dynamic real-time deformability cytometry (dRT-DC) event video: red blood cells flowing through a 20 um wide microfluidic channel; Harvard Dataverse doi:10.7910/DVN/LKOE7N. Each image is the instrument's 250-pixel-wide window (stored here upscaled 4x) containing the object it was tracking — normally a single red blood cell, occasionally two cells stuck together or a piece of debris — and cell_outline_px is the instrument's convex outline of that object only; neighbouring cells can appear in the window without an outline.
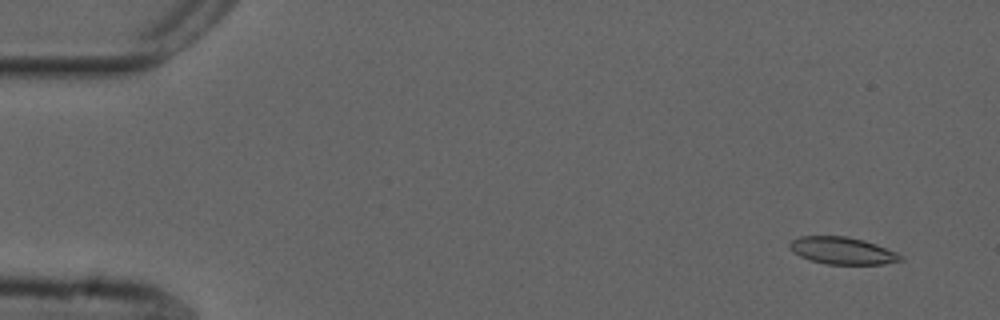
{"species": "common noctule bat (a hibernating species)", "species_latin": "Nyctalus noctula", "temperature_condition": "cold", "stored_images_in_passage": 55, "camera_frame_rate_fps": 3000, "um_per_image_px": 0.085, "animal": {"sex": "male", "forearm_length_mm": 52.5}, "frame": {"image": 1, "passage_image": 4, "time_ms": 1.0, "image_size_px": [1000, 320], "cell_outline_px": [[904, 260], [884, 264], [824, 264], [800, 256], [792, 252], [788, 248], [788, 244], [792, 240], [800, 236], [844, 236], [864, 240], [876, 244], [896, 252], [904, 256]], "centroid_in_image_um": [71.6, 21.31], "position_along_channel_um": 13.4, "area_um2": 17.63}}
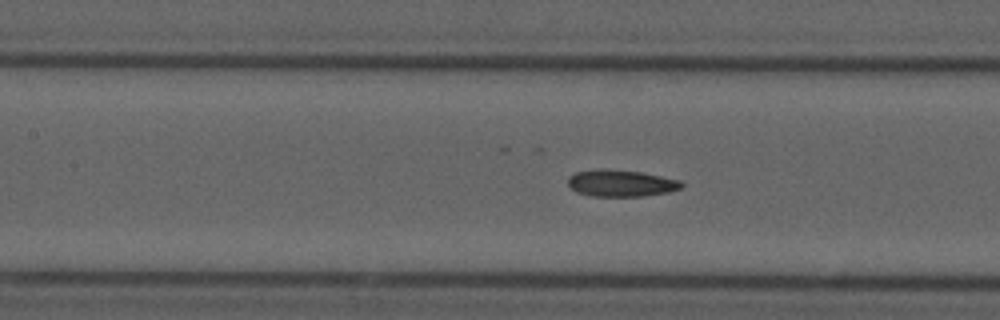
{"frame": {"image": 2, "passage_image": 25, "time_ms": 8.0, "image_size_px": [1000, 320], "cell_outline_px": [[684, 188], [668, 192], [644, 196], [592, 196], [576, 192], [568, 184], [568, 176], [576, 172], [604, 168], [640, 172], [680, 180], [684, 184]], "centroid_in_image_um": [52.8, 15.57], "position_along_channel_um": 154.6, "area_um2": 17.74}}
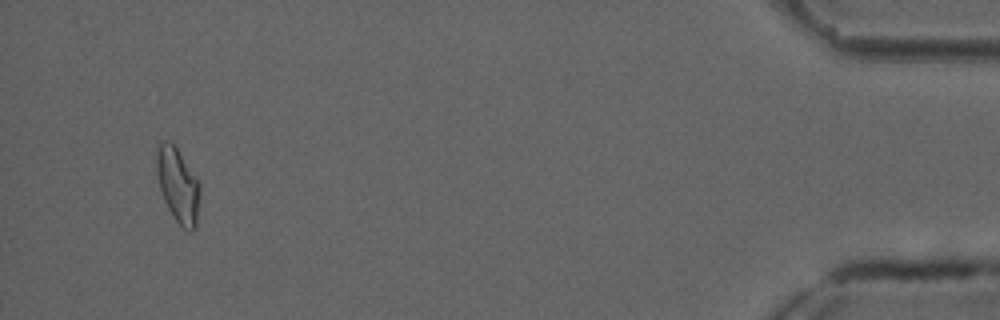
{"frame": {"image": 3, "passage_image": 53, "time_ms": 17.333, "image_size_px": [1000, 320], "cell_outline_px": [[200, 192], [196, 228], [192, 232], [188, 232], [176, 220], [168, 208], [164, 200], [160, 188], [156, 172], [156, 148], [164, 140], [168, 140], [176, 148], [200, 184]], "centroid_in_image_um": [15.12, 15.77], "position_along_channel_um": 420.1, "area_um2": 18.61}, "authors_computed_cell_mechanics": {"area_um2": 17.6868, "velocity_mm_per_s": 3.6911, "shape_relaxation_time_tau1_ms": null, "shape_relaxation_time_tau2_ms": 3.2058, "deformation_change_tau1": null, "deformation_change_tau2": 0.0984}}